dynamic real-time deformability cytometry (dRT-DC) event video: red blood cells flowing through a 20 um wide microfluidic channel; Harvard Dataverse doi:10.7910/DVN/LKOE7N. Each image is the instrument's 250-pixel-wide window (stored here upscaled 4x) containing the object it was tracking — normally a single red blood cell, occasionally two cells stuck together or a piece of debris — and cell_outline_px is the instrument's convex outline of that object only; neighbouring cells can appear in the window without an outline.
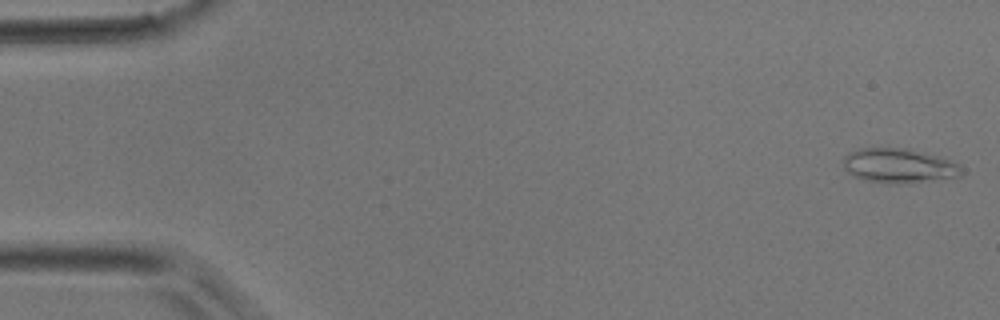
{"species": "common noctule bat (a hibernating species)", "species_latin": "Nyctalus noctula", "temperature_condition": "room temperature", "stored_images_in_passage": 6, "segment_of_instrument_passage": [1, 2], "camera_frame_rate_fps": 3000, "um_per_image_px": 0.085, "animal": {"sex": "male", "body_mass_g": 17.9}, "frame": {"image": 1, "passage_image": 1, "time_ms": 0.0, "image_size_px": [1000, 320], "cell_outline_px": [[964, 172], [960, 176], [888, 184], [868, 180], [852, 176], [844, 168], [844, 156], [848, 152], [860, 148], [908, 148], [940, 156], [960, 164]], "centroid_in_image_um": [76.39, 14.06], "position_along_channel_um": 8.6, "area_um2": 23.58}}
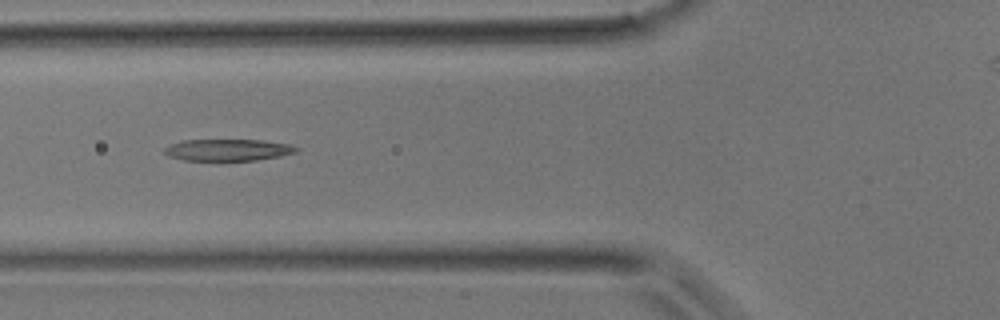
{"frame": {"image": 2, "passage_image": 5, "time_ms": 4.667, "image_size_px": [1000, 320], "cell_outline_px": [[300, 148], [296, 152], [280, 156], [256, 160], [184, 160], [168, 156], [164, 152], [164, 148], [168, 144], [184, 140], [260, 140], [292, 144]], "centroid_in_image_um": [19.38, 12.74], "position_along_channel_um": 106.4, "area_um2": 16.7}}